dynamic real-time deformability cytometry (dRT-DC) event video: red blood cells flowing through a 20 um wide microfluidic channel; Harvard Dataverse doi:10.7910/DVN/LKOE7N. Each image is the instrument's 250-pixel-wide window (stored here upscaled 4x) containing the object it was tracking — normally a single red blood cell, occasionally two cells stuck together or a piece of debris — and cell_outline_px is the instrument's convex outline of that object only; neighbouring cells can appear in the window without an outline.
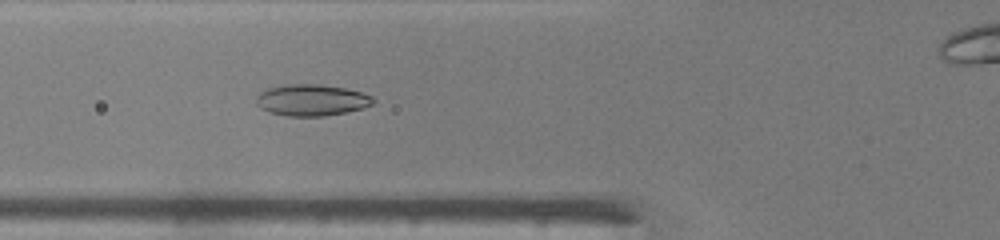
{"species": "common noctule bat (a hibernating species)", "species_latin": "Nyctalus noctula", "temperature_condition": "warm", "stored_images_in_passage": 39, "camera_frame_rate_fps": 3000, "um_per_image_px": 0.085, "animal": {"sex": "male", "body_mass_g": 19.0, "forearm_length_mm": 50.8}, "frame": {"image": 1, "passage_image": 9, "time_ms": 2.667, "image_size_px": [1000, 240], "cell_outline_px": [[376, 100], [372, 104], [364, 108], [324, 116], [288, 116], [268, 112], [260, 108], [256, 104], [256, 96], [260, 92], [268, 88], [284, 84], [316, 84], [344, 88], [360, 92], [372, 96]], "centroid_in_image_um": [26.45, 8.51], "position_along_channel_um": 99.3, "area_um2": 21.44}}
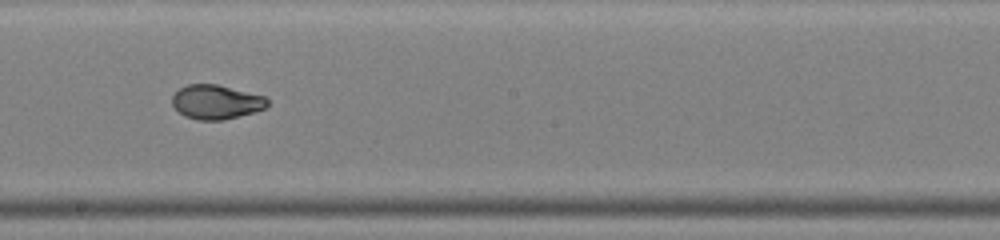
{"frame": {"image": 2, "passage_image": 18, "time_ms": 5.667, "image_size_px": [1000, 240], "cell_outline_px": [[268, 104], [264, 108], [252, 112], [224, 120], [196, 120], [184, 116], [172, 104], [172, 96], [180, 88], [188, 84], [216, 84], [264, 96], [268, 100]], "centroid_in_image_um": [18.34, 8.67], "position_along_channel_um": 229.9, "area_um2": 18.79}}
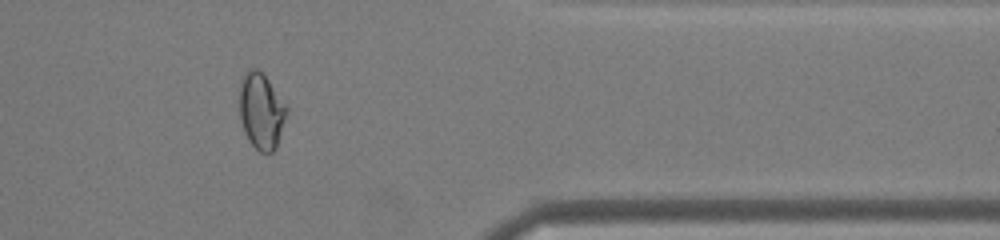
{"frame": {"image": 3, "passage_image": 30, "time_ms": 9.667, "image_size_px": [1000, 240], "cell_outline_px": [[288, 112], [276, 148], [272, 152], [260, 152], [248, 140], [244, 132], [240, 116], [240, 84], [244, 72], [248, 68], [256, 68], [268, 80], [288, 108]], "centroid_in_image_um": [22.21, 9.44], "position_along_channel_um": 389.2, "area_um2": 20.75}}